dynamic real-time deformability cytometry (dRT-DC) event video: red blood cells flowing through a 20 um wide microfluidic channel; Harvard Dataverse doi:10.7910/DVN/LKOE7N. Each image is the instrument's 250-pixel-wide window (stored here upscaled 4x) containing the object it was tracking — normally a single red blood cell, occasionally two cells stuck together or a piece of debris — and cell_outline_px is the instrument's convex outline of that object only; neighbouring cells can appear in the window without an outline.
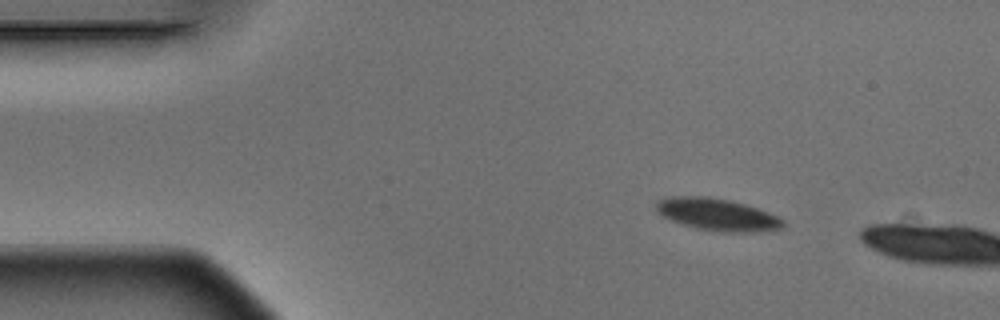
{"species": "Egyptian fruit bat (a non-hibernating species)", "species_latin": "Rousettus aegyptiacus", "temperature_condition": "warm", "stored_images_in_passage": 3, "camera_frame_rate_fps": 3000, "um_per_image_px": 0.085, "animal": {"sex": "male"}, "frame": {"image": 1, "passage_image": 2, "time_ms": 0.333, "image_size_px": [1000, 320], "cell_outline_px": [[784, 228], [752, 232], [724, 232], [696, 228], [672, 220], [656, 212], [656, 204], [660, 200], [672, 196], [708, 196], [728, 200], [744, 204], [768, 212], [784, 220]], "centroid_in_image_um": [60.98, 18.23], "position_along_channel_um": 24.0, "area_um2": 23.47}}